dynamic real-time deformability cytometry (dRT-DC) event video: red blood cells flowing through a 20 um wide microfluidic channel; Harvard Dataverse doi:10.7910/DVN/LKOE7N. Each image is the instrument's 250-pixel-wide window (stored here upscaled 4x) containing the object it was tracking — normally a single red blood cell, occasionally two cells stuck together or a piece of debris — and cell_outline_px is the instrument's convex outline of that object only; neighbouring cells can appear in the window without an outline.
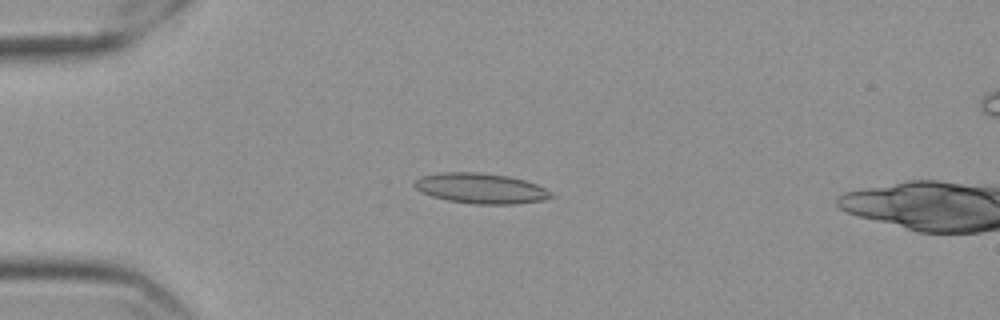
{"species": "Egyptian fruit bat (a non-hibernating species)", "species_latin": "Rousettus aegyptiacus", "temperature_condition": "cold", "stored_images_in_passage": 58, "camera_frame_rate_fps": 3000, "um_per_image_px": 0.085, "frame": {"image": 1, "passage_image": 15, "time_ms": 4.667, "image_size_px": [1000, 320], "cell_outline_px": [[556, 196], [544, 200], [516, 204], [472, 204], [448, 200], [432, 196], [420, 192], [412, 184], [412, 180], [420, 176], [440, 172], [480, 172], [508, 176], [524, 180], [536, 184], [552, 192]], "centroid_in_image_um": [40.84, 16.01], "position_along_channel_um": 44.2, "area_um2": 24.45}}
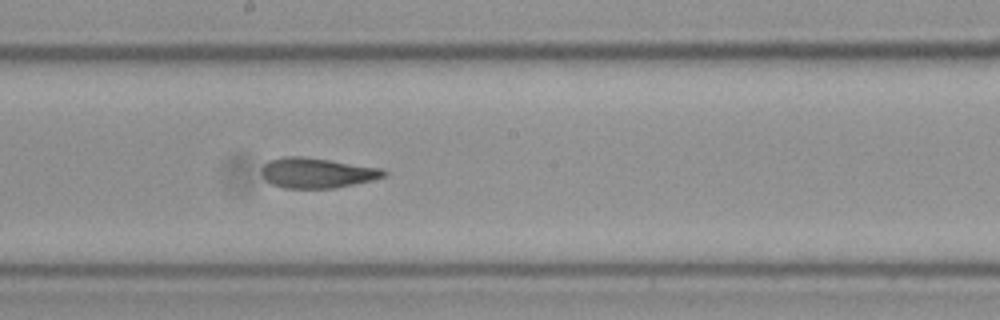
{"frame": {"image": 2, "passage_image": 32, "time_ms": 10.333, "image_size_px": [1000, 320], "cell_outline_px": [[388, 172], [384, 176], [372, 180], [336, 188], [284, 188], [272, 184], [260, 172], [260, 168], [268, 160], [284, 156], [304, 156], [380, 168]], "centroid_in_image_um": [26.91, 14.69], "position_along_channel_um": 221.3, "area_um2": 21.44}}
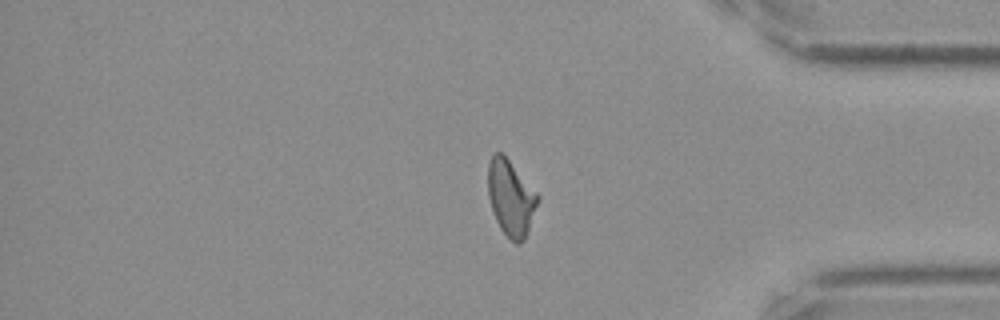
{"frame": {"image": 3, "passage_image": 48, "time_ms": 15.667, "image_size_px": [1000, 320], "cell_outline_px": [[540, 200], [528, 232], [524, 240], [520, 244], [516, 244], [500, 228], [496, 220], [488, 196], [488, 164], [492, 156], [496, 152], [500, 152], [508, 160], [540, 196]], "centroid_in_image_um": [43.44, 16.86], "position_along_channel_um": 391.8, "area_um2": 21.73}}